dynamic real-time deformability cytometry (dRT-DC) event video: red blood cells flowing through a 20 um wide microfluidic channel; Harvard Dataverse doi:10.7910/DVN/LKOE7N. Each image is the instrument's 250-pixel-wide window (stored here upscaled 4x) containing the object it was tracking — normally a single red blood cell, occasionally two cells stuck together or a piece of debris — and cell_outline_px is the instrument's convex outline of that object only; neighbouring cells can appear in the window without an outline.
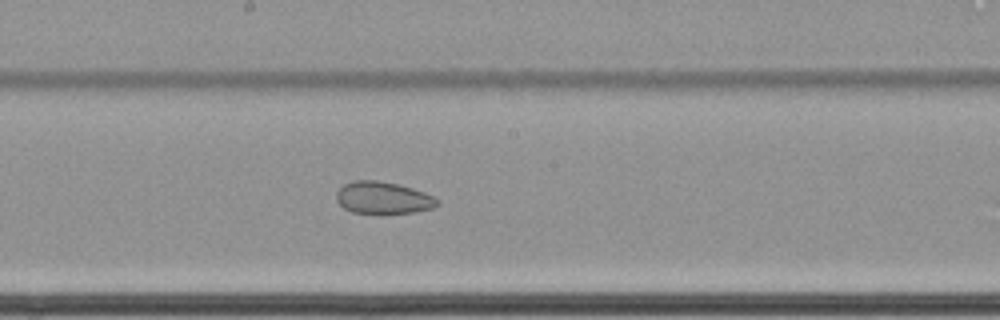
{"species": "common noctule bat (a hibernating species)", "species_latin": "Nyctalus noctula", "temperature_condition": "cold", "stored_images_in_passage": 27, "camera_frame_rate_fps": 3000, "um_per_image_px": 0.085, "animal": {"sex": "female", "body_mass_g": 22.7, "forearm_length_mm": 54.2}, "frame": {"image": 1, "passage_image": 26, "time_ms": 8.333, "image_size_px": [1000, 320], "cell_outline_px": [[440, 204], [432, 208], [416, 212], [352, 212], [344, 208], [336, 200], [336, 192], [344, 184], [352, 180], [376, 180], [400, 184], [436, 196], [440, 200]], "centroid_in_image_um": [32.59, 16.79], "position_along_channel_um": 215.6, "area_um2": 18.84}}